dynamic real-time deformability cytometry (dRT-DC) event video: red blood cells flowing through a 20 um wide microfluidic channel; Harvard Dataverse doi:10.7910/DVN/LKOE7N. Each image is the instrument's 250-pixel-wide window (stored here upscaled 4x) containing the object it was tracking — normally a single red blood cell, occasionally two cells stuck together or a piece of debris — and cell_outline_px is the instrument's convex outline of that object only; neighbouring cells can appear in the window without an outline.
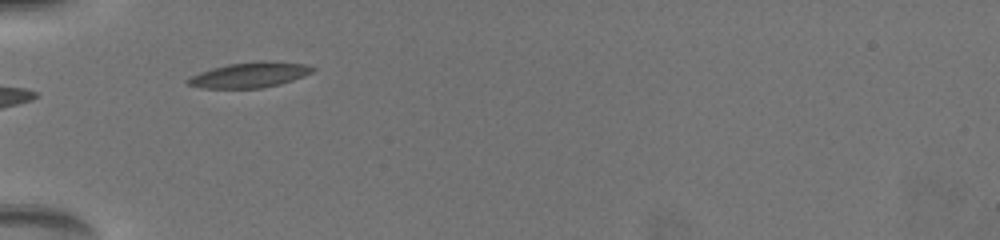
{"species": "common noctule bat (a hibernating species)", "species_latin": "Nyctalus noctula", "temperature_condition": "warm", "stored_images_in_passage": 4, "camera_frame_rate_fps": 3000, "um_per_image_px": 0.085, "animal": {"sex": "female", "body_mass_g": 19.5, "forearm_length_mm": 54.1}, "frame": {"image": 1, "passage_image": 1, "time_ms": 0.0, "image_size_px": [1000, 240], "cell_outline_px": [[316, 68], [312, 72], [304, 76], [280, 84], [260, 88], [200, 88], [188, 84], [184, 80], [200, 72], [212, 68], [228, 64], [260, 60], [276, 60], [308, 64]], "centroid_in_image_um": [21.26, 6.35], "position_along_channel_um": 63.7, "area_um2": 18.67}}